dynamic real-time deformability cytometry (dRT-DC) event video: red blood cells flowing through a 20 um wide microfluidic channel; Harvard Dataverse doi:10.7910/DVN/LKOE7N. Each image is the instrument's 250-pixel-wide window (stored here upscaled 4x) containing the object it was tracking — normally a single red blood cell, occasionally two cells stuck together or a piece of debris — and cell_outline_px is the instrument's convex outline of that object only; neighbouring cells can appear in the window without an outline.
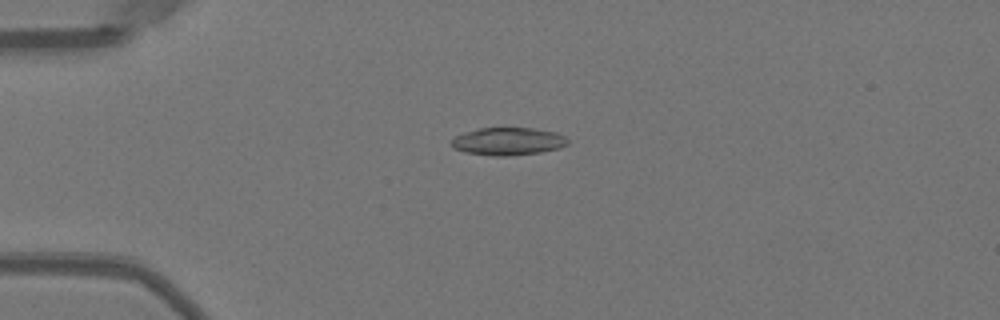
{"species": "Egyptian fruit bat (a non-hibernating species)", "species_latin": "Rousettus aegyptiacus", "temperature_condition": "warm", "stored_images_in_passage": 52, "camera_frame_rate_fps": 3000, "um_per_image_px": 0.085, "animal": {"sex": "female"}, "frame": {"image": 1, "passage_image": 14, "time_ms": 4.333, "image_size_px": [1000, 320], "cell_outline_px": [[568, 144], [560, 148], [540, 152], [512, 156], [492, 156], [464, 152], [452, 148], [452, 140], [456, 136], [464, 132], [480, 128], [532, 128], [556, 132], [564, 136], [568, 140]], "centroid_in_image_um": [43.18, 12.02], "position_along_channel_um": 41.8, "area_um2": 18.84}}
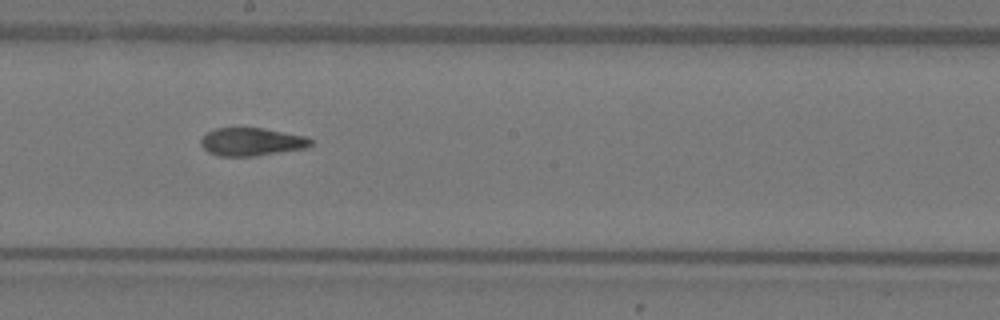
{"frame": {"image": 2, "passage_image": 30, "time_ms": 9.667, "image_size_px": [1000, 320], "cell_outline_px": [[312, 144], [304, 148], [280, 152], [252, 156], [220, 156], [208, 152], [200, 144], [200, 140], [208, 132], [216, 128], [264, 128], [308, 136], [312, 140]], "centroid_in_image_um": [21.4, 12.04], "position_along_channel_um": 226.8, "area_um2": 17.86}}
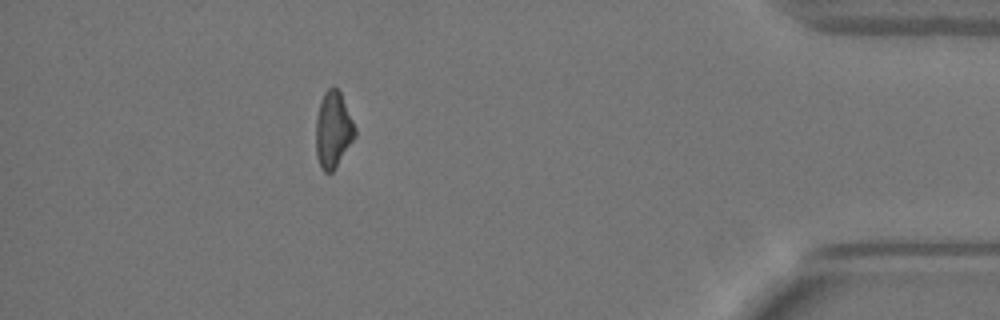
{"frame": {"image": 3, "passage_image": 47, "time_ms": 15.333, "image_size_px": [1000, 320], "cell_outline_px": [[356, 136], [332, 172], [324, 172], [320, 168], [316, 156], [316, 120], [320, 100], [324, 92], [332, 84], [340, 92], [356, 128]], "centroid_in_image_um": [28.3, 11.02], "position_along_channel_um": 406.9, "area_um2": 17.4}, "authors_computed_cell_mechanics": {"area_um2": 18.5249, "velocity_mm_per_s": 3.9847, "shape_relaxation_time_tau1_ms": 6.8995, "shape_relaxation_time_tau2_ms": 2.9187, "deformation_change_tau1": 0.207, "deformation_change_tau2": 0.0904}}